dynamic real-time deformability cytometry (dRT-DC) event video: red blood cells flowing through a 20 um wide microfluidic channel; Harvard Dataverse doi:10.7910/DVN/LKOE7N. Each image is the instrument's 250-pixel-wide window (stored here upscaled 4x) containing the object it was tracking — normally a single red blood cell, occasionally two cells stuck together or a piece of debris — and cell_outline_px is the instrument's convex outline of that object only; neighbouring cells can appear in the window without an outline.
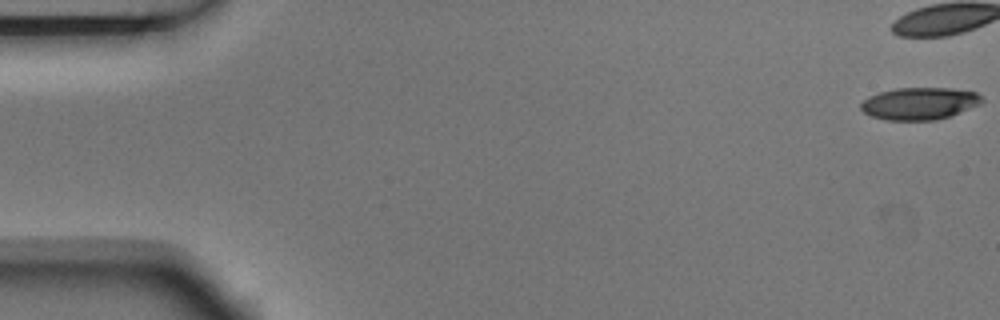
{"species": "Egyptian fruit bat (a non-hibernating species)", "species_latin": "Rousettus aegyptiacus", "temperature_condition": "room temperature", "stored_images_in_passage": 6, "camera_frame_rate_fps": 3000, "um_per_image_px": 0.085, "animal": {"sex": "male"}, "frame": {"image": 1, "passage_image": 1, "time_ms": 0.0, "image_size_px": [1000, 320], "cell_outline_px": [[984, 100], [980, 104], [948, 116], [936, 120], [888, 120], [872, 116], [864, 112], [860, 108], [860, 104], [864, 100], [880, 92], [896, 88], [952, 88], [976, 92]], "centroid_in_image_um": [78.16, 8.79], "position_along_channel_um": 6.8, "area_um2": 22.43}}
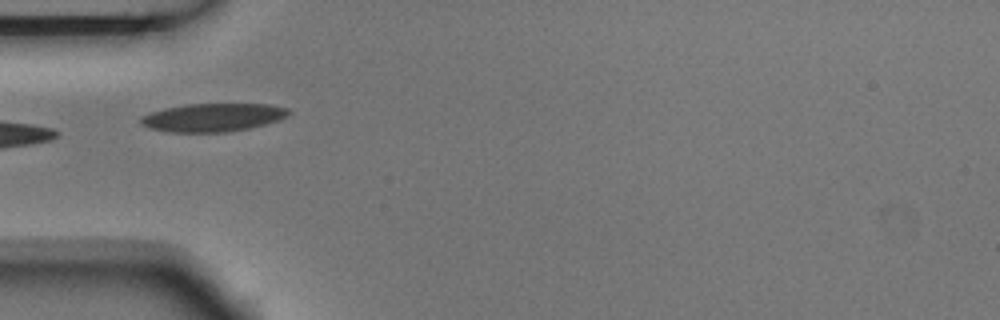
{"frame": {"image": 2, "passage_image": 6, "time_ms": 1.667, "image_size_px": [1000, 320], "cell_outline_px": [[292, 112], [288, 116], [280, 120], [248, 128], [224, 132], [168, 132], [152, 128], [140, 124], [140, 116], [164, 108], [184, 104], [268, 104], [288, 108]], "centroid_in_image_um": [18.11, 9.97], "position_along_channel_um": 66.9, "area_um2": 24.33}}